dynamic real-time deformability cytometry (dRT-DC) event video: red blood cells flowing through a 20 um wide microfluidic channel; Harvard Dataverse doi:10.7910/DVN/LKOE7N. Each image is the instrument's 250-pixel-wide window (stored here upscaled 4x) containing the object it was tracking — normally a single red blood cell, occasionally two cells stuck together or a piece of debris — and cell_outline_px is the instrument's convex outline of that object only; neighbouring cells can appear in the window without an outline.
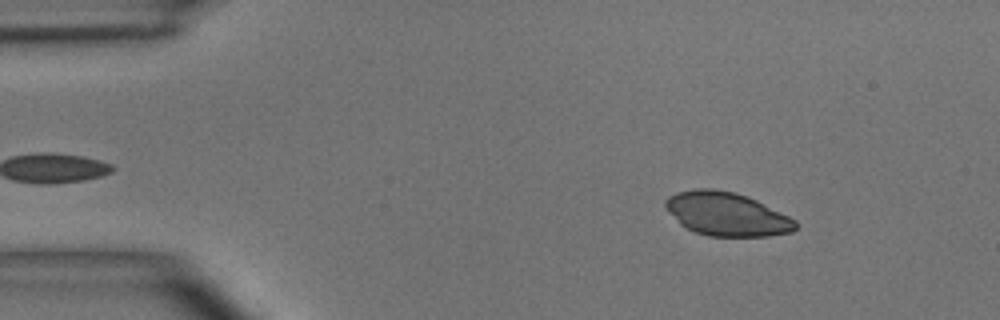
{"species": "common noctule bat (a hibernating species)", "species_latin": "Nyctalus noctula", "temperature_condition": "room temperature", "stored_images_in_passage": 4, "camera_frame_rate_fps": 3000, "um_per_image_px": 0.085, "animal": {"sex": "male", "body_mass_g": 15.6}, "frame": {"image": 1, "passage_image": 2, "time_ms": 1.0, "image_size_px": [1000, 320], "cell_outline_px": [[796, 228], [792, 232], [768, 236], [708, 236], [696, 232], [680, 224], [664, 208], [664, 200], [668, 196], [676, 192], [696, 188], [712, 188], [736, 192], [756, 200], [796, 220]], "centroid_in_image_um": [61.72, 18.18], "position_along_channel_um": 23.3, "area_um2": 33.06}}